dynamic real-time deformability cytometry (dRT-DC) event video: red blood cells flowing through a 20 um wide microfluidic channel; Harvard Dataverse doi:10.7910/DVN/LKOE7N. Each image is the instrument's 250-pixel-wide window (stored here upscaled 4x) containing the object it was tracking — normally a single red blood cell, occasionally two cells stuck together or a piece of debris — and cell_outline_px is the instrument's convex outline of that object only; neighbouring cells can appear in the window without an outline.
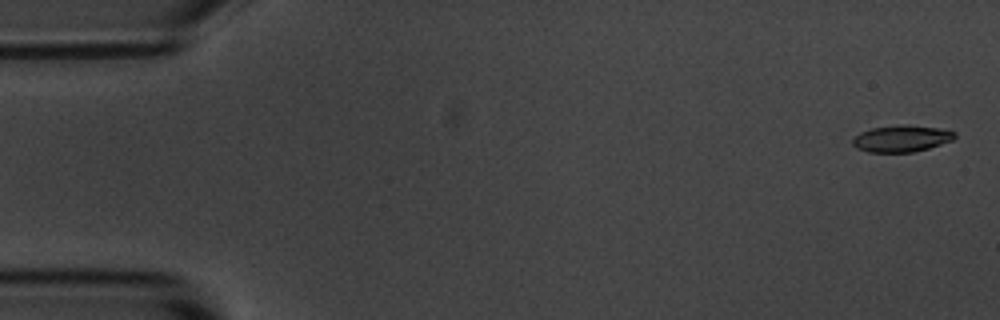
{"species": "common noctule bat (a hibernating species)", "species_latin": "Nyctalus noctula", "temperature_condition": "room temperature", "stored_images_in_passage": 55, "camera_frame_rate_fps": 3000, "um_per_image_px": 0.085, "animal": {"sex": "male", "body_mass_g": 20.1, "forearm_length_mm": 53.5}, "frame": {"image": 1, "passage_image": 2, "time_ms": 0.333, "image_size_px": [1000, 320], "cell_outline_px": [[956, 136], [952, 140], [928, 148], [912, 152], [868, 152], [856, 148], [852, 144], [852, 140], [860, 132], [872, 128], [904, 124], [908, 124], [940, 128], [956, 132]], "centroid_in_image_um": [76.62, 11.77], "position_along_channel_um": 8.4, "area_um2": 15.84}}
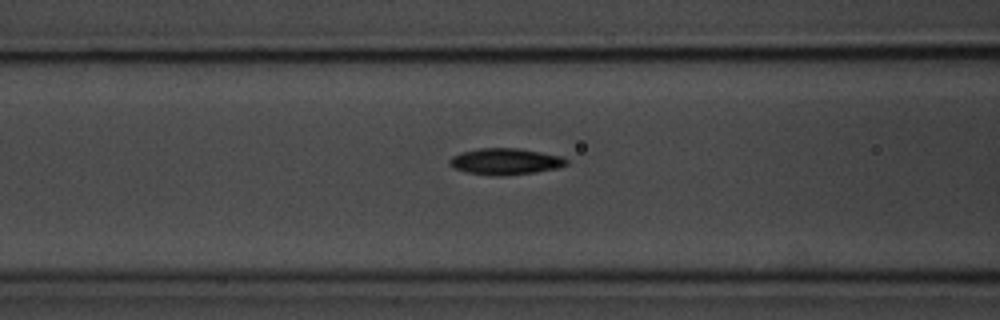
{"frame": {"image": 2, "passage_image": 22, "time_ms": 7.0, "image_size_px": [1000, 320], "cell_outline_px": [[568, 164], [560, 168], [536, 172], [500, 176], [492, 176], [468, 172], [456, 168], [448, 164], [448, 160], [452, 156], [460, 152], [480, 148], [520, 148], [560, 156], [568, 160]], "centroid_in_image_um": [42.96, 13.72], "position_along_channel_um": 123.6, "area_um2": 18.03}}
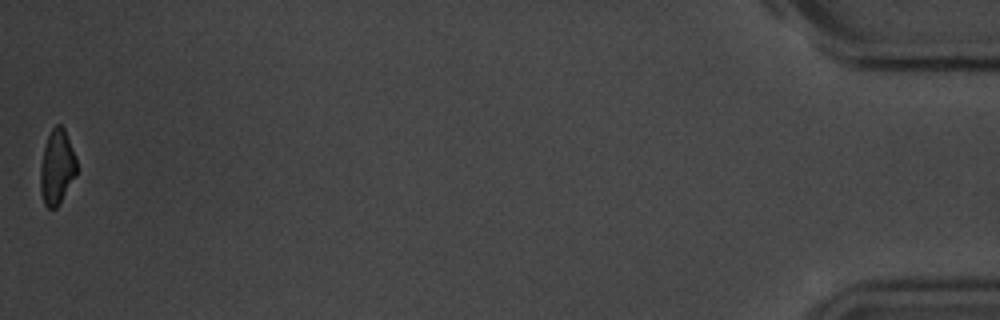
{"frame": {"image": 3, "passage_image": 55, "time_ms": 18.0, "image_size_px": [1000, 320], "cell_outline_px": [[76, 176], [60, 204], [56, 208], [48, 208], [44, 204], [40, 192], [40, 164], [44, 148], [48, 136], [52, 128], [56, 124], [60, 124], [64, 128], [76, 156]], "centroid_in_image_um": [4.84, 14.23], "position_along_channel_um": 430.4, "area_um2": 16.01}, "authors_computed_cell_mechanics": {"area_um2": 16.9932, "velocity_mm_per_s": 3.6738, "shape_relaxation_time_tau1_ms": 2.5802, "shape_relaxation_time_tau2_ms": 5.9272, "deformation_change_tau1": 0.1165, "deformation_change_tau2": 0.1217}}